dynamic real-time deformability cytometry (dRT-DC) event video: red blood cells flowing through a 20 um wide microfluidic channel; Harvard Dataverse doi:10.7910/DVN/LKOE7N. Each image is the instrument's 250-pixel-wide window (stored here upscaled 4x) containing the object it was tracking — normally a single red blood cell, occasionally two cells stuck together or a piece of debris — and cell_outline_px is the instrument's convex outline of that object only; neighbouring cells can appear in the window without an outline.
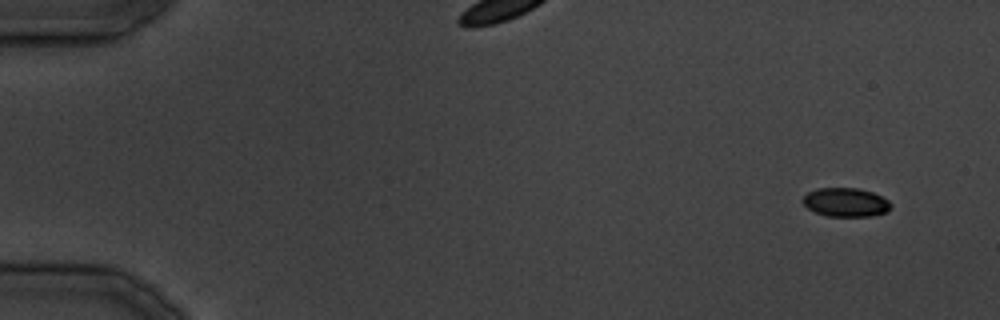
{"species": "common noctule bat (a hibernating species)", "species_latin": "Nyctalus noctula", "temperature_condition": "cold", "stored_images_in_passage": 35, "camera_frame_rate_fps": 3000, "um_per_image_px": 0.085, "animal": {"sex": "male", "body_mass_g": 19.5, "forearm_length_mm": 54.6}, "frame": {"image": 1, "passage_image": 1, "time_ms": 0.0, "image_size_px": [1000, 320], "cell_outline_px": [[892, 208], [888, 212], [872, 216], [828, 216], [816, 212], [808, 208], [800, 200], [808, 192], [816, 188], [860, 188], [872, 192], [888, 200], [892, 204]], "centroid_in_image_um": [71.91, 17.19], "position_along_channel_um": 13.1, "area_um2": 14.91}}
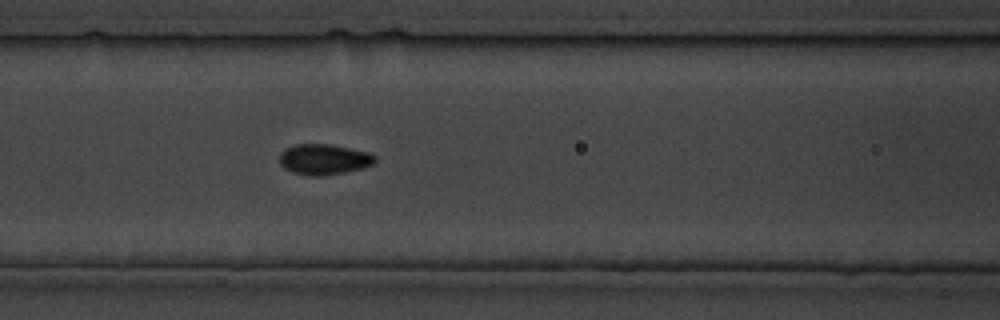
{"frame": {"image": 2, "passage_image": 15, "time_ms": 16.667, "image_size_px": [1000, 320], "cell_outline_px": [[376, 160], [372, 164], [360, 168], [344, 172], [320, 176], [308, 176], [292, 172], [284, 168], [280, 164], [280, 152], [284, 148], [296, 144], [332, 144], [368, 152], [376, 156]], "centroid_in_image_um": [27.49, 13.53], "position_along_channel_um": 139.1, "area_um2": 17.05}}
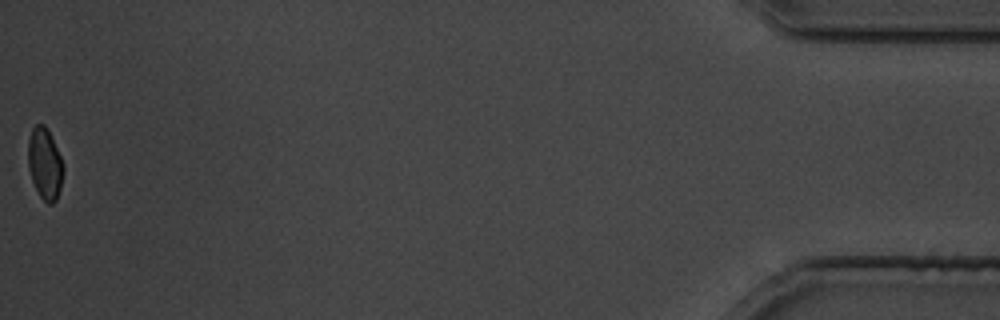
{"frame": {"image": 3, "passage_image": 35, "time_ms": 41.333, "image_size_px": [1000, 320], "cell_outline_px": [[64, 172], [60, 188], [56, 200], [52, 204], [48, 204], [40, 196], [32, 180], [28, 168], [28, 140], [32, 128], [36, 124], [44, 124], [48, 128], [64, 164]], "centroid_in_image_um": [3.82, 13.89], "position_along_channel_um": 431.4, "area_um2": 14.8}}